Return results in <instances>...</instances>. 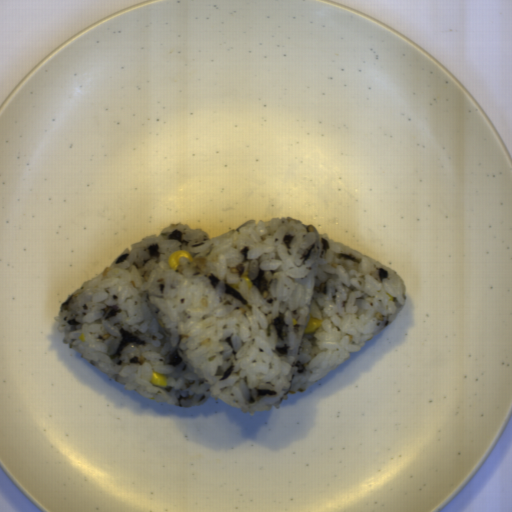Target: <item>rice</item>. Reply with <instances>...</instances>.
I'll return each instance as SVG.
<instances>
[{"label":"rice","instance_id":"rice-1","mask_svg":"<svg viewBox=\"0 0 512 512\" xmlns=\"http://www.w3.org/2000/svg\"><path fill=\"white\" fill-rule=\"evenodd\" d=\"M180 250L194 260L175 271L167 257ZM406 301L395 270L286 216L212 238L171 223L84 280L53 319L63 345L126 391L176 408L219 398L253 418L344 365ZM309 317L322 327L305 335Z\"/></svg>","mask_w":512,"mask_h":512}]
</instances>
